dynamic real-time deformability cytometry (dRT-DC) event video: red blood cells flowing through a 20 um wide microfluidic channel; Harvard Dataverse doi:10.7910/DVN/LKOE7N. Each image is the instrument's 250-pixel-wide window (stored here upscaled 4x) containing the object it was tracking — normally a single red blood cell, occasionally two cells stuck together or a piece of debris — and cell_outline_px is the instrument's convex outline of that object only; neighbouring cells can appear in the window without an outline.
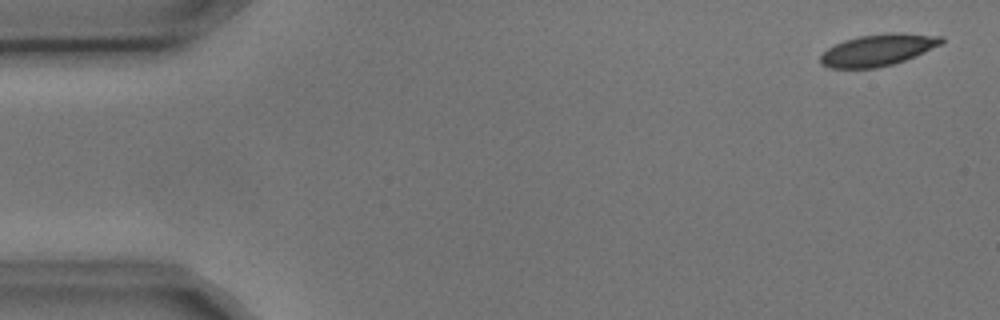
{"species": "common noctule bat (a hibernating species)", "species_latin": "Nyctalus noctula", "temperature_condition": "cold", "stored_images_in_passage": 6, "camera_frame_rate_fps": 3000, "um_per_image_px": 0.085, "animal": {"sex": "male", "body_mass_g": 17.9, "forearm_length_mm": 54.2}, "frame": {"image": 1, "passage_image": 1, "time_ms": 0.0, "image_size_px": [1000, 320], "cell_outline_px": [[944, 40], [940, 44], [924, 52], [904, 60], [892, 64], [876, 68], [832, 68], [824, 64], [820, 60], [820, 56], [828, 48], [844, 40], [860, 36], [888, 32], [892, 32], [944, 36]], "centroid_in_image_um": [74.63, 4.24], "position_along_channel_um": 10.4, "area_um2": 22.02}}
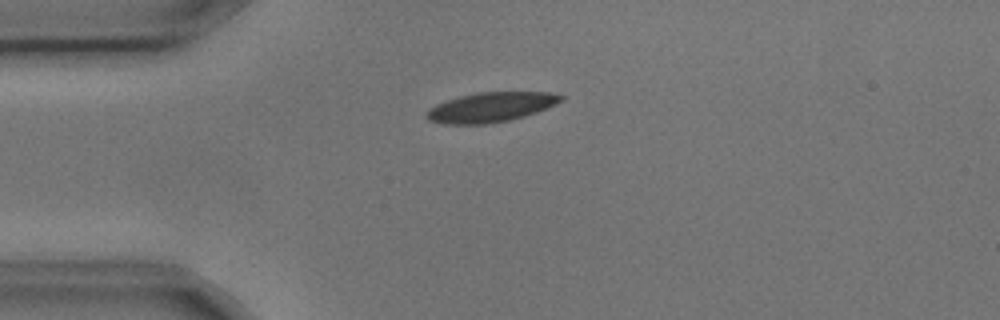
{"frame": {"image": 2, "passage_image": 4, "time_ms": 1.0, "image_size_px": [1000, 320], "cell_outline_px": [[564, 100], [556, 104], [536, 112], [524, 116], [508, 120], [488, 124], [444, 124], [428, 120], [424, 116], [424, 112], [428, 108], [436, 104], [460, 96], [480, 92], [552, 92], [564, 96]], "centroid_in_image_um": [41.69, 9.11], "position_along_channel_um": 43.3, "area_um2": 23.35}}